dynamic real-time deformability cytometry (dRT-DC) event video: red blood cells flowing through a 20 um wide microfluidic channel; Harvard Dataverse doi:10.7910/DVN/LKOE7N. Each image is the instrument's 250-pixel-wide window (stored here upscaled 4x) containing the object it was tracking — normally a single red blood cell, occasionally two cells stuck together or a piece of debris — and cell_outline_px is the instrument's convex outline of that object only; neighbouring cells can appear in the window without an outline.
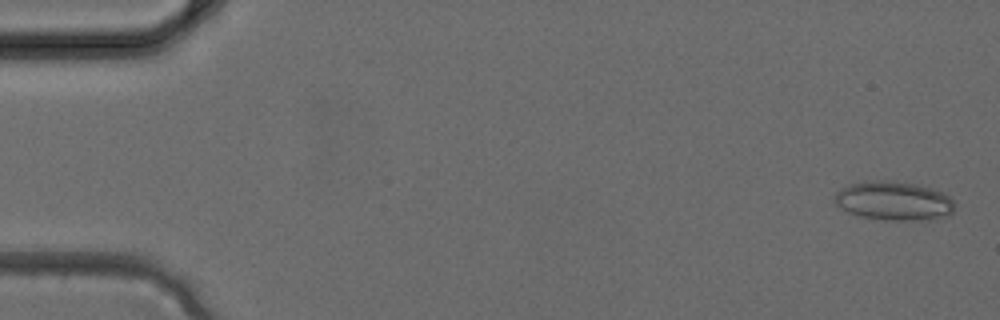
{"species": "common noctule bat (a hibernating species)", "species_latin": "Nyctalus noctula", "temperature_condition": "cold", "stored_images_in_passage": 4, "camera_frame_rate_fps": 3000, "um_per_image_px": 0.085, "animal": {"sex": "female", "body_mass_g": 24.6, "forearm_length_mm": 56.2}, "frame": {"image": 1, "passage_image": 1, "time_ms": 0.0, "image_size_px": [1000, 320], "cell_outline_px": [[952, 212], [948, 216], [932, 220], [884, 220], [860, 216], [848, 212], [840, 208], [836, 204], [836, 192], [840, 188], [852, 184], [880, 180], [892, 180], [932, 188], [948, 196], [952, 200]], "centroid_in_image_um": [75.97, 17.09], "position_along_channel_um": 9.0, "area_um2": 26.99}}